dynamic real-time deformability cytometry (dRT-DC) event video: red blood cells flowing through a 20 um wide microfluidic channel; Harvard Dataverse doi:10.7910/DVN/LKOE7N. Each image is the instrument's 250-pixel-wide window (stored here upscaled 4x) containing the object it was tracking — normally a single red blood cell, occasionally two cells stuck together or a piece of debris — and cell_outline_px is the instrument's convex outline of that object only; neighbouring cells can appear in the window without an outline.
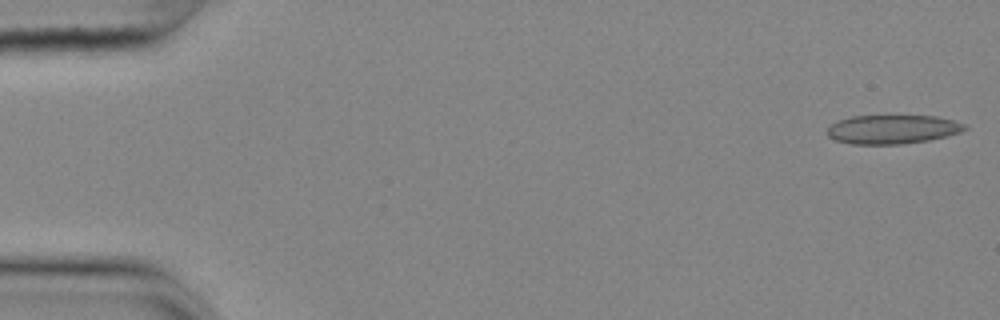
{"species": "common noctule bat (a hibernating species)", "species_latin": "Nyctalus noctula", "temperature_condition": "cold", "stored_images_in_passage": 55, "camera_frame_rate_fps": 3000, "um_per_image_px": 0.085, "animal": {"sex": "female", "body_mass_g": 25.1}, "frame": {"image": 1, "passage_image": 1, "time_ms": 0.0, "image_size_px": [1000, 320], "cell_outline_px": [[968, 128], [960, 132], [948, 136], [928, 140], [900, 144], [852, 144], [836, 140], [828, 136], [828, 128], [836, 120], [852, 116], [936, 116], [968, 124]], "centroid_in_image_um": [75.89, 10.99], "position_along_channel_um": 9.1, "area_um2": 23.18}}
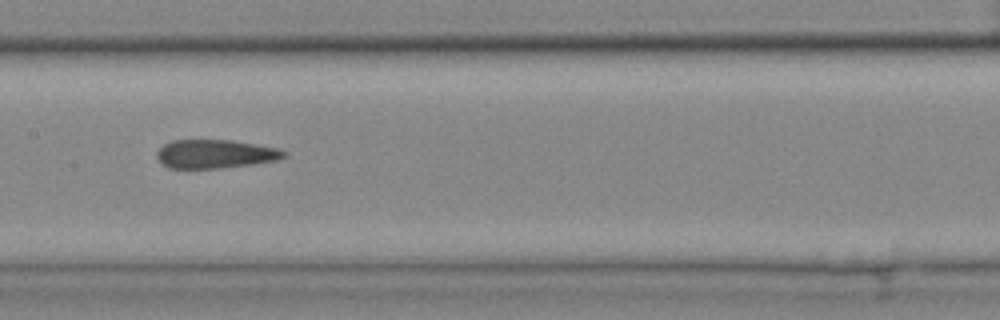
{"frame": {"image": 2, "passage_image": 27, "time_ms": 8.667, "image_size_px": [1000, 320], "cell_outline_px": [[288, 156], [276, 160], [252, 164], [220, 168], [168, 168], [156, 156], [156, 152], [164, 144], [172, 140], [232, 140], [280, 148], [288, 152]], "centroid_in_image_um": [18.34, 13.08], "position_along_channel_um": 189.1, "area_um2": 21.27}}
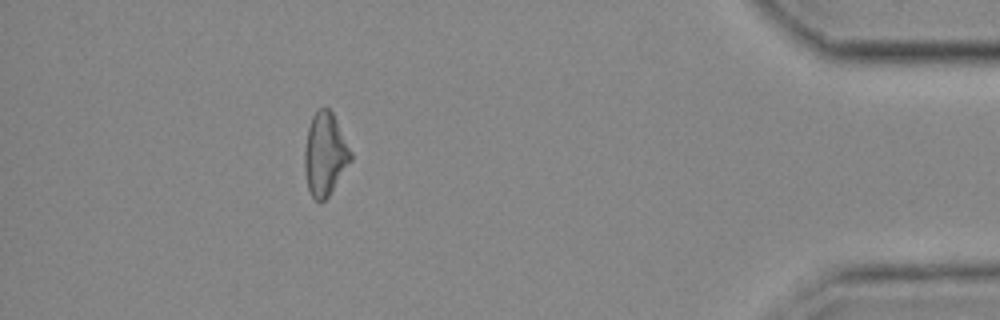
{"frame": {"image": 3, "passage_image": 49, "time_ms": 16.0, "image_size_px": [1000, 320], "cell_outline_px": [[352, 160], [328, 196], [320, 204], [312, 196], [308, 188], [304, 168], [304, 152], [308, 128], [312, 116], [320, 108], [328, 108], [332, 112], [352, 152]], "centroid_in_image_um": [27.62, 13.12], "position_along_channel_um": 407.6, "area_um2": 22.14}, "authors_computed_cell_mechanics": {"area_um2": 22.7732, "velocity_mm_per_s": 3.6631, "shape_relaxation_time_tau1_ms": null, "shape_relaxation_time_tau2_ms": 3.2153, "deformation_change_tau1": null, "deformation_change_tau2": 0.1105}}